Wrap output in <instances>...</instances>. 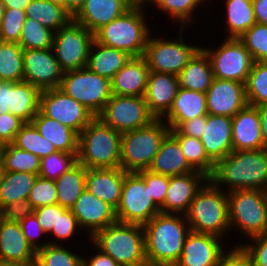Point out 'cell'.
Instances as JSON below:
<instances>
[{"label":"cell","mask_w":267,"mask_h":266,"mask_svg":"<svg viewBox=\"0 0 267 266\" xmlns=\"http://www.w3.org/2000/svg\"><path fill=\"white\" fill-rule=\"evenodd\" d=\"M261 123L262 148L267 150V103L255 106Z\"/></svg>","instance_id":"61"},{"label":"cell","mask_w":267,"mask_h":266,"mask_svg":"<svg viewBox=\"0 0 267 266\" xmlns=\"http://www.w3.org/2000/svg\"><path fill=\"white\" fill-rule=\"evenodd\" d=\"M248 105L267 103V62H254L245 83Z\"/></svg>","instance_id":"43"},{"label":"cell","mask_w":267,"mask_h":266,"mask_svg":"<svg viewBox=\"0 0 267 266\" xmlns=\"http://www.w3.org/2000/svg\"><path fill=\"white\" fill-rule=\"evenodd\" d=\"M137 173L145 180L153 201L161 207L164 204L169 188L170 176L157 174L150 170H143Z\"/></svg>","instance_id":"50"},{"label":"cell","mask_w":267,"mask_h":266,"mask_svg":"<svg viewBox=\"0 0 267 266\" xmlns=\"http://www.w3.org/2000/svg\"><path fill=\"white\" fill-rule=\"evenodd\" d=\"M254 62H267V24L256 22L239 38Z\"/></svg>","instance_id":"46"},{"label":"cell","mask_w":267,"mask_h":266,"mask_svg":"<svg viewBox=\"0 0 267 266\" xmlns=\"http://www.w3.org/2000/svg\"><path fill=\"white\" fill-rule=\"evenodd\" d=\"M256 21L267 24V0H252Z\"/></svg>","instance_id":"62"},{"label":"cell","mask_w":267,"mask_h":266,"mask_svg":"<svg viewBox=\"0 0 267 266\" xmlns=\"http://www.w3.org/2000/svg\"><path fill=\"white\" fill-rule=\"evenodd\" d=\"M179 142L183 155L188 164L196 171L207 177L213 174L215 164L206 155L201 139L186 135H173Z\"/></svg>","instance_id":"41"},{"label":"cell","mask_w":267,"mask_h":266,"mask_svg":"<svg viewBox=\"0 0 267 266\" xmlns=\"http://www.w3.org/2000/svg\"><path fill=\"white\" fill-rule=\"evenodd\" d=\"M99 254H96L92 259L87 261L82 258V266H120L113 258L108 254L99 250Z\"/></svg>","instance_id":"59"},{"label":"cell","mask_w":267,"mask_h":266,"mask_svg":"<svg viewBox=\"0 0 267 266\" xmlns=\"http://www.w3.org/2000/svg\"><path fill=\"white\" fill-rule=\"evenodd\" d=\"M35 266H82V258L54 243H44L36 253Z\"/></svg>","instance_id":"44"},{"label":"cell","mask_w":267,"mask_h":266,"mask_svg":"<svg viewBox=\"0 0 267 266\" xmlns=\"http://www.w3.org/2000/svg\"><path fill=\"white\" fill-rule=\"evenodd\" d=\"M148 170L166 176L185 175L195 171L186 161L178 140L171 133L163 140Z\"/></svg>","instance_id":"29"},{"label":"cell","mask_w":267,"mask_h":266,"mask_svg":"<svg viewBox=\"0 0 267 266\" xmlns=\"http://www.w3.org/2000/svg\"><path fill=\"white\" fill-rule=\"evenodd\" d=\"M129 1L133 6H142L144 3L149 2L150 0H127Z\"/></svg>","instance_id":"66"},{"label":"cell","mask_w":267,"mask_h":266,"mask_svg":"<svg viewBox=\"0 0 267 266\" xmlns=\"http://www.w3.org/2000/svg\"><path fill=\"white\" fill-rule=\"evenodd\" d=\"M0 80L24 81L23 48L18 43L0 40Z\"/></svg>","instance_id":"39"},{"label":"cell","mask_w":267,"mask_h":266,"mask_svg":"<svg viewBox=\"0 0 267 266\" xmlns=\"http://www.w3.org/2000/svg\"><path fill=\"white\" fill-rule=\"evenodd\" d=\"M60 89L81 103L95 117L112 96L111 81L87 67L64 72Z\"/></svg>","instance_id":"9"},{"label":"cell","mask_w":267,"mask_h":266,"mask_svg":"<svg viewBox=\"0 0 267 266\" xmlns=\"http://www.w3.org/2000/svg\"><path fill=\"white\" fill-rule=\"evenodd\" d=\"M28 200L34 209L45 205L57 204V189L55 181L38 176L32 190L29 193Z\"/></svg>","instance_id":"49"},{"label":"cell","mask_w":267,"mask_h":266,"mask_svg":"<svg viewBox=\"0 0 267 266\" xmlns=\"http://www.w3.org/2000/svg\"><path fill=\"white\" fill-rule=\"evenodd\" d=\"M228 38H240L257 21L252 0H227Z\"/></svg>","instance_id":"38"},{"label":"cell","mask_w":267,"mask_h":266,"mask_svg":"<svg viewBox=\"0 0 267 266\" xmlns=\"http://www.w3.org/2000/svg\"><path fill=\"white\" fill-rule=\"evenodd\" d=\"M125 171L121 168L87 169L86 189L115 210L120 204Z\"/></svg>","instance_id":"24"},{"label":"cell","mask_w":267,"mask_h":266,"mask_svg":"<svg viewBox=\"0 0 267 266\" xmlns=\"http://www.w3.org/2000/svg\"><path fill=\"white\" fill-rule=\"evenodd\" d=\"M229 192L230 225L235 223L251 238L267 234V191L241 189Z\"/></svg>","instance_id":"8"},{"label":"cell","mask_w":267,"mask_h":266,"mask_svg":"<svg viewBox=\"0 0 267 266\" xmlns=\"http://www.w3.org/2000/svg\"><path fill=\"white\" fill-rule=\"evenodd\" d=\"M203 131L201 142L214 164L233 151L232 118L207 114Z\"/></svg>","instance_id":"21"},{"label":"cell","mask_w":267,"mask_h":266,"mask_svg":"<svg viewBox=\"0 0 267 266\" xmlns=\"http://www.w3.org/2000/svg\"><path fill=\"white\" fill-rule=\"evenodd\" d=\"M25 18V11L14 8H5L0 25V40L4 42L19 43Z\"/></svg>","instance_id":"47"},{"label":"cell","mask_w":267,"mask_h":266,"mask_svg":"<svg viewBox=\"0 0 267 266\" xmlns=\"http://www.w3.org/2000/svg\"><path fill=\"white\" fill-rule=\"evenodd\" d=\"M216 266H252V261L249 253L239 245L226 255L223 253Z\"/></svg>","instance_id":"57"},{"label":"cell","mask_w":267,"mask_h":266,"mask_svg":"<svg viewBox=\"0 0 267 266\" xmlns=\"http://www.w3.org/2000/svg\"><path fill=\"white\" fill-rule=\"evenodd\" d=\"M78 154L56 151L41 159L39 177L56 181L77 162Z\"/></svg>","instance_id":"45"},{"label":"cell","mask_w":267,"mask_h":266,"mask_svg":"<svg viewBox=\"0 0 267 266\" xmlns=\"http://www.w3.org/2000/svg\"><path fill=\"white\" fill-rule=\"evenodd\" d=\"M41 92L26 81L10 82V113L24 122H31L39 111Z\"/></svg>","instance_id":"33"},{"label":"cell","mask_w":267,"mask_h":266,"mask_svg":"<svg viewBox=\"0 0 267 266\" xmlns=\"http://www.w3.org/2000/svg\"><path fill=\"white\" fill-rule=\"evenodd\" d=\"M92 46L96 48L97 52L91 53L93 52ZM131 57L123 50L107 47L93 40L86 67L111 81Z\"/></svg>","instance_id":"32"},{"label":"cell","mask_w":267,"mask_h":266,"mask_svg":"<svg viewBox=\"0 0 267 266\" xmlns=\"http://www.w3.org/2000/svg\"><path fill=\"white\" fill-rule=\"evenodd\" d=\"M39 111L73 129L78 135L95 118L87 108L60 88L41 92Z\"/></svg>","instance_id":"14"},{"label":"cell","mask_w":267,"mask_h":266,"mask_svg":"<svg viewBox=\"0 0 267 266\" xmlns=\"http://www.w3.org/2000/svg\"><path fill=\"white\" fill-rule=\"evenodd\" d=\"M185 220V221H183ZM183 218L159 213L143 225L145 255L148 266H175L183 251L186 236L191 232Z\"/></svg>","instance_id":"1"},{"label":"cell","mask_w":267,"mask_h":266,"mask_svg":"<svg viewBox=\"0 0 267 266\" xmlns=\"http://www.w3.org/2000/svg\"><path fill=\"white\" fill-rule=\"evenodd\" d=\"M54 35V31L44 27L38 21L25 18L18 44L23 50L51 49Z\"/></svg>","instance_id":"42"},{"label":"cell","mask_w":267,"mask_h":266,"mask_svg":"<svg viewBox=\"0 0 267 266\" xmlns=\"http://www.w3.org/2000/svg\"><path fill=\"white\" fill-rule=\"evenodd\" d=\"M161 208L150 196L145 180L137 172H126L122 187L121 201L116 209L118 222L144 225Z\"/></svg>","instance_id":"10"},{"label":"cell","mask_w":267,"mask_h":266,"mask_svg":"<svg viewBox=\"0 0 267 266\" xmlns=\"http://www.w3.org/2000/svg\"><path fill=\"white\" fill-rule=\"evenodd\" d=\"M51 49L23 50L24 81L41 91L60 88L64 71Z\"/></svg>","instance_id":"16"},{"label":"cell","mask_w":267,"mask_h":266,"mask_svg":"<svg viewBox=\"0 0 267 266\" xmlns=\"http://www.w3.org/2000/svg\"><path fill=\"white\" fill-rule=\"evenodd\" d=\"M94 34L73 19L54 35L52 50L64 72L86 67Z\"/></svg>","instance_id":"12"},{"label":"cell","mask_w":267,"mask_h":266,"mask_svg":"<svg viewBox=\"0 0 267 266\" xmlns=\"http://www.w3.org/2000/svg\"><path fill=\"white\" fill-rule=\"evenodd\" d=\"M19 224L21 226L24 236L26 237V240L32 246V248L35 249L36 251L43 248L44 245H40V246L36 245L34 241V237L40 236L42 233L43 234L45 233L42 227L40 226L36 215L33 213L32 215L21 220ZM30 227H34L33 228L34 230L31 229ZM33 233H36V234H33Z\"/></svg>","instance_id":"58"},{"label":"cell","mask_w":267,"mask_h":266,"mask_svg":"<svg viewBox=\"0 0 267 266\" xmlns=\"http://www.w3.org/2000/svg\"><path fill=\"white\" fill-rule=\"evenodd\" d=\"M87 169L79 162L66 171L56 181L57 204L71 209L78 197L86 189Z\"/></svg>","instance_id":"34"},{"label":"cell","mask_w":267,"mask_h":266,"mask_svg":"<svg viewBox=\"0 0 267 266\" xmlns=\"http://www.w3.org/2000/svg\"><path fill=\"white\" fill-rule=\"evenodd\" d=\"M12 144L38 156L40 159L57 151L51 142L40 135L32 122H25L21 126Z\"/></svg>","instance_id":"40"},{"label":"cell","mask_w":267,"mask_h":266,"mask_svg":"<svg viewBox=\"0 0 267 266\" xmlns=\"http://www.w3.org/2000/svg\"><path fill=\"white\" fill-rule=\"evenodd\" d=\"M150 69L143 56L131 57L111 80V92L120 96H144Z\"/></svg>","instance_id":"25"},{"label":"cell","mask_w":267,"mask_h":266,"mask_svg":"<svg viewBox=\"0 0 267 266\" xmlns=\"http://www.w3.org/2000/svg\"><path fill=\"white\" fill-rule=\"evenodd\" d=\"M4 168H3V165H2V162L0 160V185H1V182H2V179H3V176H4Z\"/></svg>","instance_id":"69"},{"label":"cell","mask_w":267,"mask_h":266,"mask_svg":"<svg viewBox=\"0 0 267 266\" xmlns=\"http://www.w3.org/2000/svg\"><path fill=\"white\" fill-rule=\"evenodd\" d=\"M97 117L121 134L148 126L156 120V117L150 112L144 96L113 94Z\"/></svg>","instance_id":"11"},{"label":"cell","mask_w":267,"mask_h":266,"mask_svg":"<svg viewBox=\"0 0 267 266\" xmlns=\"http://www.w3.org/2000/svg\"><path fill=\"white\" fill-rule=\"evenodd\" d=\"M5 8H14L25 11L27 5L32 0H2Z\"/></svg>","instance_id":"64"},{"label":"cell","mask_w":267,"mask_h":266,"mask_svg":"<svg viewBox=\"0 0 267 266\" xmlns=\"http://www.w3.org/2000/svg\"><path fill=\"white\" fill-rule=\"evenodd\" d=\"M86 0H66V11L74 18L85 5Z\"/></svg>","instance_id":"63"},{"label":"cell","mask_w":267,"mask_h":266,"mask_svg":"<svg viewBox=\"0 0 267 266\" xmlns=\"http://www.w3.org/2000/svg\"><path fill=\"white\" fill-rule=\"evenodd\" d=\"M40 135L53 144L57 151L78 154L79 135L71 128L40 111L31 121Z\"/></svg>","instance_id":"30"},{"label":"cell","mask_w":267,"mask_h":266,"mask_svg":"<svg viewBox=\"0 0 267 266\" xmlns=\"http://www.w3.org/2000/svg\"><path fill=\"white\" fill-rule=\"evenodd\" d=\"M78 223L83 227H89L92 237L97 231L117 222L116 210L106 202L95 197L87 189L78 197L71 208Z\"/></svg>","instance_id":"18"},{"label":"cell","mask_w":267,"mask_h":266,"mask_svg":"<svg viewBox=\"0 0 267 266\" xmlns=\"http://www.w3.org/2000/svg\"><path fill=\"white\" fill-rule=\"evenodd\" d=\"M180 87L206 93L214 74L209 56L200 48L178 75Z\"/></svg>","instance_id":"31"},{"label":"cell","mask_w":267,"mask_h":266,"mask_svg":"<svg viewBox=\"0 0 267 266\" xmlns=\"http://www.w3.org/2000/svg\"><path fill=\"white\" fill-rule=\"evenodd\" d=\"M37 251L26 240L19 222L0 217V259L18 263H36Z\"/></svg>","instance_id":"26"},{"label":"cell","mask_w":267,"mask_h":266,"mask_svg":"<svg viewBox=\"0 0 267 266\" xmlns=\"http://www.w3.org/2000/svg\"><path fill=\"white\" fill-rule=\"evenodd\" d=\"M80 226L71 209H66L58 204V222L56 229H52L53 235L66 239L73 235L75 228Z\"/></svg>","instance_id":"52"},{"label":"cell","mask_w":267,"mask_h":266,"mask_svg":"<svg viewBox=\"0 0 267 266\" xmlns=\"http://www.w3.org/2000/svg\"><path fill=\"white\" fill-rule=\"evenodd\" d=\"M206 104L210 115L234 117L248 105L245 83L214 78L206 92Z\"/></svg>","instance_id":"17"},{"label":"cell","mask_w":267,"mask_h":266,"mask_svg":"<svg viewBox=\"0 0 267 266\" xmlns=\"http://www.w3.org/2000/svg\"><path fill=\"white\" fill-rule=\"evenodd\" d=\"M0 266H35V263H18L0 259Z\"/></svg>","instance_id":"65"},{"label":"cell","mask_w":267,"mask_h":266,"mask_svg":"<svg viewBox=\"0 0 267 266\" xmlns=\"http://www.w3.org/2000/svg\"><path fill=\"white\" fill-rule=\"evenodd\" d=\"M24 123L23 120L10 112L0 114V146L12 144Z\"/></svg>","instance_id":"51"},{"label":"cell","mask_w":267,"mask_h":266,"mask_svg":"<svg viewBox=\"0 0 267 266\" xmlns=\"http://www.w3.org/2000/svg\"><path fill=\"white\" fill-rule=\"evenodd\" d=\"M220 237L190 232L185 239L182 255L175 266H216L224 253Z\"/></svg>","instance_id":"19"},{"label":"cell","mask_w":267,"mask_h":266,"mask_svg":"<svg viewBox=\"0 0 267 266\" xmlns=\"http://www.w3.org/2000/svg\"><path fill=\"white\" fill-rule=\"evenodd\" d=\"M132 6L127 0H86L73 20L94 34L102 26L122 16Z\"/></svg>","instance_id":"23"},{"label":"cell","mask_w":267,"mask_h":266,"mask_svg":"<svg viewBox=\"0 0 267 266\" xmlns=\"http://www.w3.org/2000/svg\"><path fill=\"white\" fill-rule=\"evenodd\" d=\"M5 12V5L3 4V1L0 0V25Z\"/></svg>","instance_id":"68"},{"label":"cell","mask_w":267,"mask_h":266,"mask_svg":"<svg viewBox=\"0 0 267 266\" xmlns=\"http://www.w3.org/2000/svg\"><path fill=\"white\" fill-rule=\"evenodd\" d=\"M10 106V81L0 80V114H6Z\"/></svg>","instance_id":"60"},{"label":"cell","mask_w":267,"mask_h":266,"mask_svg":"<svg viewBox=\"0 0 267 266\" xmlns=\"http://www.w3.org/2000/svg\"><path fill=\"white\" fill-rule=\"evenodd\" d=\"M233 150L262 149L261 123L258 110L247 105L232 117Z\"/></svg>","instance_id":"27"},{"label":"cell","mask_w":267,"mask_h":266,"mask_svg":"<svg viewBox=\"0 0 267 266\" xmlns=\"http://www.w3.org/2000/svg\"><path fill=\"white\" fill-rule=\"evenodd\" d=\"M156 119L148 126L121 134V169L126 172L148 170L160 150L170 127Z\"/></svg>","instance_id":"7"},{"label":"cell","mask_w":267,"mask_h":266,"mask_svg":"<svg viewBox=\"0 0 267 266\" xmlns=\"http://www.w3.org/2000/svg\"><path fill=\"white\" fill-rule=\"evenodd\" d=\"M179 41H163L148 38L143 57L147 61L150 71L179 75L189 60L200 49L197 46L184 44Z\"/></svg>","instance_id":"15"},{"label":"cell","mask_w":267,"mask_h":266,"mask_svg":"<svg viewBox=\"0 0 267 266\" xmlns=\"http://www.w3.org/2000/svg\"><path fill=\"white\" fill-rule=\"evenodd\" d=\"M77 159L86 169L121 168V133L95 117L79 134Z\"/></svg>","instance_id":"3"},{"label":"cell","mask_w":267,"mask_h":266,"mask_svg":"<svg viewBox=\"0 0 267 266\" xmlns=\"http://www.w3.org/2000/svg\"><path fill=\"white\" fill-rule=\"evenodd\" d=\"M38 175L5 172L0 185V211L9 203L27 200Z\"/></svg>","instance_id":"36"},{"label":"cell","mask_w":267,"mask_h":266,"mask_svg":"<svg viewBox=\"0 0 267 266\" xmlns=\"http://www.w3.org/2000/svg\"><path fill=\"white\" fill-rule=\"evenodd\" d=\"M199 181H209V177L196 170L185 175L170 176L165 201L160 207L161 213L174 214L182 211L186 214L190 203L201 189L200 186L198 187Z\"/></svg>","instance_id":"20"},{"label":"cell","mask_w":267,"mask_h":266,"mask_svg":"<svg viewBox=\"0 0 267 266\" xmlns=\"http://www.w3.org/2000/svg\"><path fill=\"white\" fill-rule=\"evenodd\" d=\"M0 160L5 172H20L39 175L41 159L13 144L0 148Z\"/></svg>","instance_id":"37"},{"label":"cell","mask_w":267,"mask_h":266,"mask_svg":"<svg viewBox=\"0 0 267 266\" xmlns=\"http://www.w3.org/2000/svg\"><path fill=\"white\" fill-rule=\"evenodd\" d=\"M33 213L34 208L28 199L9 203L0 211L1 218L10 222H20Z\"/></svg>","instance_id":"53"},{"label":"cell","mask_w":267,"mask_h":266,"mask_svg":"<svg viewBox=\"0 0 267 266\" xmlns=\"http://www.w3.org/2000/svg\"><path fill=\"white\" fill-rule=\"evenodd\" d=\"M204 185L206 186L197 192L187 213L184 214L187 225L192 232L212 234L222 238L223 232L225 233L230 227L228 192L223 194V191L211 181H207Z\"/></svg>","instance_id":"5"},{"label":"cell","mask_w":267,"mask_h":266,"mask_svg":"<svg viewBox=\"0 0 267 266\" xmlns=\"http://www.w3.org/2000/svg\"><path fill=\"white\" fill-rule=\"evenodd\" d=\"M206 93L179 87L167 116L170 129H176L182 122L207 115Z\"/></svg>","instance_id":"28"},{"label":"cell","mask_w":267,"mask_h":266,"mask_svg":"<svg viewBox=\"0 0 267 266\" xmlns=\"http://www.w3.org/2000/svg\"><path fill=\"white\" fill-rule=\"evenodd\" d=\"M25 15L55 33L73 19L63 7L46 0H32L25 9Z\"/></svg>","instance_id":"35"},{"label":"cell","mask_w":267,"mask_h":266,"mask_svg":"<svg viewBox=\"0 0 267 266\" xmlns=\"http://www.w3.org/2000/svg\"><path fill=\"white\" fill-rule=\"evenodd\" d=\"M142 9L143 6H132L122 16L97 30L94 40L101 45L123 50L132 57L143 56L150 30L144 22Z\"/></svg>","instance_id":"6"},{"label":"cell","mask_w":267,"mask_h":266,"mask_svg":"<svg viewBox=\"0 0 267 266\" xmlns=\"http://www.w3.org/2000/svg\"><path fill=\"white\" fill-rule=\"evenodd\" d=\"M46 1H50L51 3L61 6L66 10V0H46Z\"/></svg>","instance_id":"67"},{"label":"cell","mask_w":267,"mask_h":266,"mask_svg":"<svg viewBox=\"0 0 267 266\" xmlns=\"http://www.w3.org/2000/svg\"><path fill=\"white\" fill-rule=\"evenodd\" d=\"M156 4L157 7L169 12L173 18L181 22V32L184 29V23H189L190 15L201 2L199 0H150V3Z\"/></svg>","instance_id":"48"},{"label":"cell","mask_w":267,"mask_h":266,"mask_svg":"<svg viewBox=\"0 0 267 266\" xmlns=\"http://www.w3.org/2000/svg\"><path fill=\"white\" fill-rule=\"evenodd\" d=\"M206 119L207 115H203L189 121H184L176 129H171L170 133L172 135H186L201 139Z\"/></svg>","instance_id":"56"},{"label":"cell","mask_w":267,"mask_h":266,"mask_svg":"<svg viewBox=\"0 0 267 266\" xmlns=\"http://www.w3.org/2000/svg\"><path fill=\"white\" fill-rule=\"evenodd\" d=\"M90 239L96 249L108 254L120 266H148L143 225L117 221Z\"/></svg>","instance_id":"4"},{"label":"cell","mask_w":267,"mask_h":266,"mask_svg":"<svg viewBox=\"0 0 267 266\" xmlns=\"http://www.w3.org/2000/svg\"><path fill=\"white\" fill-rule=\"evenodd\" d=\"M34 214L46 234L47 232H51L52 229H56L58 222V204L35 208Z\"/></svg>","instance_id":"55"},{"label":"cell","mask_w":267,"mask_h":266,"mask_svg":"<svg viewBox=\"0 0 267 266\" xmlns=\"http://www.w3.org/2000/svg\"><path fill=\"white\" fill-rule=\"evenodd\" d=\"M255 240L253 245H242V247L249 253L252 266H267V234L252 237ZM256 245V246H255Z\"/></svg>","instance_id":"54"},{"label":"cell","mask_w":267,"mask_h":266,"mask_svg":"<svg viewBox=\"0 0 267 266\" xmlns=\"http://www.w3.org/2000/svg\"><path fill=\"white\" fill-rule=\"evenodd\" d=\"M215 186L227 183L229 191L260 189L267 191V150H233L215 164L209 177Z\"/></svg>","instance_id":"2"},{"label":"cell","mask_w":267,"mask_h":266,"mask_svg":"<svg viewBox=\"0 0 267 266\" xmlns=\"http://www.w3.org/2000/svg\"><path fill=\"white\" fill-rule=\"evenodd\" d=\"M179 87L177 75L150 71L144 97L156 119H163L169 111Z\"/></svg>","instance_id":"22"},{"label":"cell","mask_w":267,"mask_h":266,"mask_svg":"<svg viewBox=\"0 0 267 266\" xmlns=\"http://www.w3.org/2000/svg\"><path fill=\"white\" fill-rule=\"evenodd\" d=\"M203 50L209 56L214 78L246 83L254 61L240 39L227 38L216 51Z\"/></svg>","instance_id":"13"}]
</instances>
